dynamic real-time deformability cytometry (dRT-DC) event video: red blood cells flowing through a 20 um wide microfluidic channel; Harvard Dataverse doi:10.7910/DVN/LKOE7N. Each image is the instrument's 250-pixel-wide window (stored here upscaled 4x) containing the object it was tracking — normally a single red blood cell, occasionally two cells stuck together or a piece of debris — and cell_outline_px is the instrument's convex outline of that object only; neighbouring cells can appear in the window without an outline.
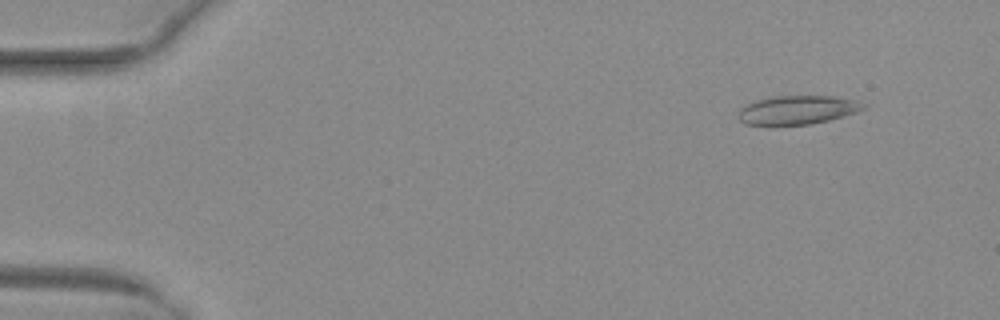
{"species": "common noctule bat (a hibernating species)", "species_latin": "Nyctalus noctula", "temperature_condition": "warm", "stored_images_in_passage": 52, "camera_frame_rate_fps": 3000, "um_per_image_px": 0.085, "animal": {"sex": "female", "body_mass_g": 29.2, "forearm_length_mm": 56.3}, "frame": {"image": 1, "passage_image": 5, "time_ms": 1.333, "image_size_px": [1000, 320], "cell_outline_px": [[868, 108], [844, 116], [812, 124], [744, 124], [740, 120], [740, 108], [756, 100], [776, 96], [832, 96], [860, 100], [868, 104]], "centroid_in_image_um": [67.89, 9.33], "position_along_channel_um": 17.1, "area_um2": 20.87}}
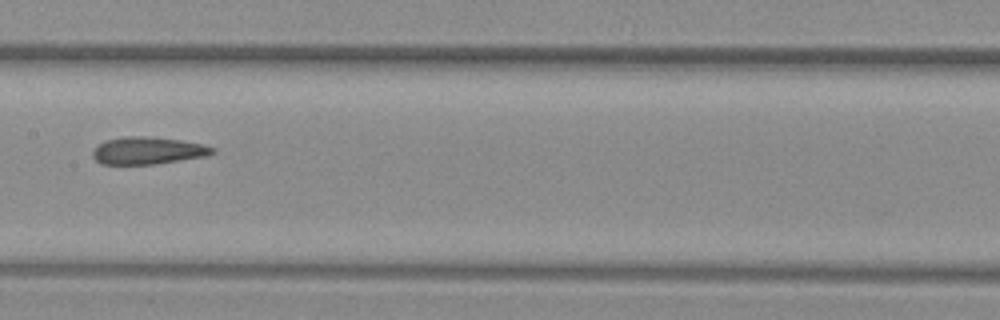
{"frame": {"image": 2, "passage_image": 27, "time_ms": 8.667, "image_size_px": [1000, 320], "cell_outline_px": [[216, 152], [208, 156], [156, 164], [100, 164], [92, 156], [92, 152], [104, 140], [128, 136], [144, 136], [180, 140], [204, 144], [216, 148]], "centroid_in_image_um": [12.61, 12.81], "position_along_channel_um": 194.8, "area_um2": 19.13}}
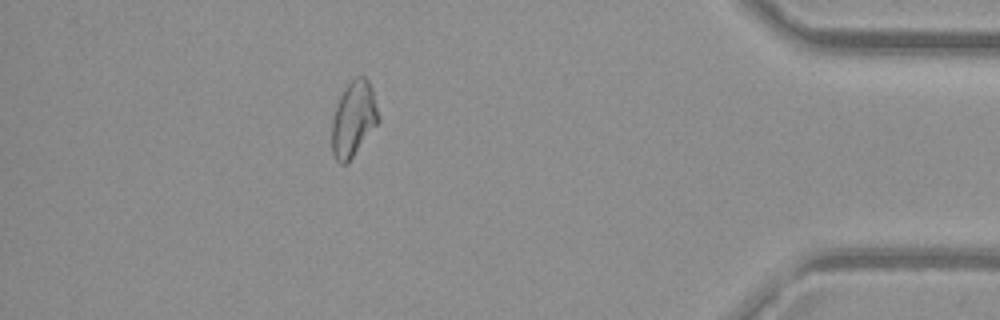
{"frame": {"image": 3, "passage_image": 46, "time_ms": 15.0, "image_size_px": [1000, 320], "cell_outline_px": [[380, 120], [352, 156], [344, 164], [340, 164], [336, 160], [332, 152], [332, 116], [340, 96], [344, 88], [356, 76], [364, 76], [368, 80], [372, 88], [380, 116]], "centroid_in_image_um": [30.05, 10.07], "position_along_channel_um": 405.2, "area_um2": 20.23}, "authors_computed_cell_mechanics": {"area_um2": 20.3167, "velocity_mm_per_s": 4.0379, "shape_relaxation_time_tau1_ms": null, "shape_relaxation_time_tau2_ms": 2.6474, "deformation_change_tau1": null, "deformation_change_tau2": 0.0807}}